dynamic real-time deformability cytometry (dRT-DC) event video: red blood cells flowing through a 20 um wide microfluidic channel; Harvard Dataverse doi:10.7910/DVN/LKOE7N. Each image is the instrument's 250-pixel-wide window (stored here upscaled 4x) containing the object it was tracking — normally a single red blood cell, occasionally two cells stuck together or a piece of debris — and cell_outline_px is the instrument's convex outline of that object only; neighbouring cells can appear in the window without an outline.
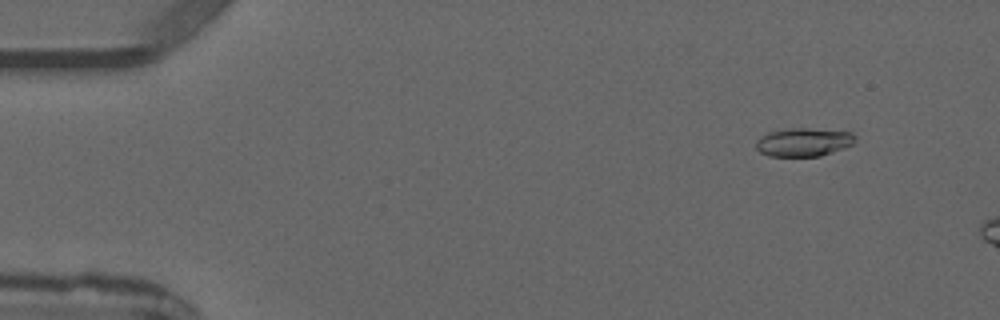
{"species": "common noctule bat (a hibernating species)", "species_latin": "Nyctalus noctula", "temperature_condition": "warm", "stored_images_in_passage": 4, "camera_frame_rate_fps": 3000, "um_per_image_px": 0.085, "animal": {"sex": "male", "forearm_length_mm": 52.5}, "frame": {"image": 1, "passage_image": 2, "time_ms": 1.333, "image_size_px": [1000, 320], "cell_outline_px": [[856, 136], [852, 144], [832, 152], [820, 156], [768, 156], [760, 152], [756, 148], [756, 140], [760, 136], [768, 132], [792, 128], [808, 128], [852, 132]], "centroid_in_image_um": [68.27, 12.08], "position_along_channel_um": 16.7, "area_um2": 16.36}}